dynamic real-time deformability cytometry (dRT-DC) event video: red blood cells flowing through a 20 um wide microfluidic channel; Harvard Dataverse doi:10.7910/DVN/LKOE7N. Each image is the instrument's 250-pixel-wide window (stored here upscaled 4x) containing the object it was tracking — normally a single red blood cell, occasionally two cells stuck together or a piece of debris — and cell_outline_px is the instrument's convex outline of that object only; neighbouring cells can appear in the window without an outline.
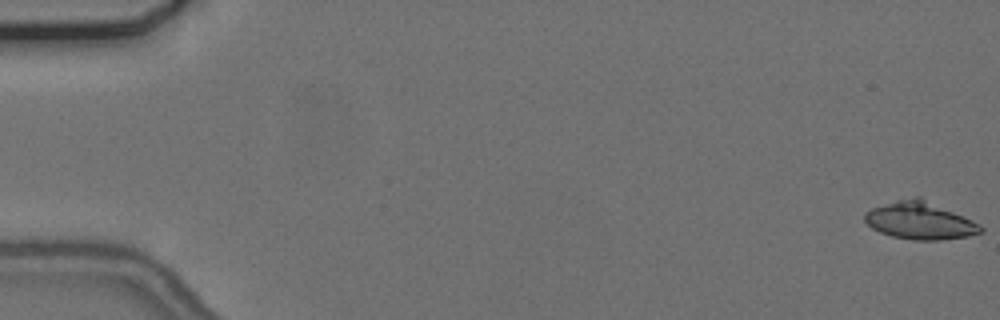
{"species": "common noctule bat (a hibernating species)", "species_latin": "Nyctalus noctula", "temperature_condition": "cold", "stored_images_in_passage": 57, "camera_frame_rate_fps": 3000, "um_per_image_px": 0.085, "animal": {"sex": "female", "body_mass_g": 24.6, "forearm_length_mm": 56.2}, "frame": {"image": 1, "passage_image": 1, "time_ms": 0.0, "image_size_px": [1000, 320], "cell_outline_px": [[984, 232], [968, 236], [940, 240], [912, 240], [892, 236], [880, 232], [872, 228], [864, 220], [864, 212], [872, 208], [896, 200], [916, 196], [920, 196], [964, 216], [980, 224], [984, 228]], "centroid_in_image_um": [78.21, 18.75], "position_along_channel_um": 6.8, "area_um2": 25.43}}
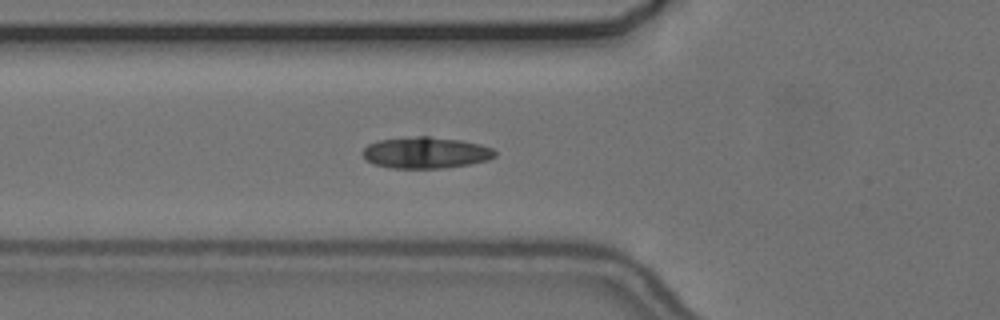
{"frame": {"image": 2, "passage_image": 21, "time_ms": 6.667, "image_size_px": [1000, 320], "cell_outline_px": [[496, 156], [488, 160], [468, 164], [444, 168], [392, 168], [376, 164], [368, 160], [360, 152], [368, 144], [376, 140], [420, 136], [428, 136], [460, 140], [480, 144], [492, 148], [496, 152]], "centroid_in_image_um": [36.19, 12.97], "position_along_channel_um": 89.6, "area_um2": 24.1}}
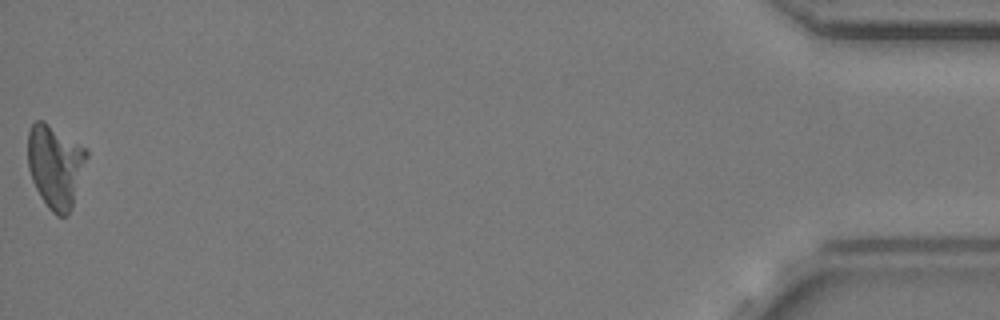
{"frame": {"image": 3, "passage_image": 57, "time_ms": 18.667, "image_size_px": [1000, 320], "cell_outline_px": [[88, 156], [72, 208], [68, 216], [56, 216], [48, 208], [40, 196], [32, 180], [28, 168], [28, 132], [32, 124], [36, 120], [44, 120], [88, 148]], "centroid_in_image_um": [4.72, 14.11], "position_along_channel_um": 430.5, "area_um2": 28.96}}